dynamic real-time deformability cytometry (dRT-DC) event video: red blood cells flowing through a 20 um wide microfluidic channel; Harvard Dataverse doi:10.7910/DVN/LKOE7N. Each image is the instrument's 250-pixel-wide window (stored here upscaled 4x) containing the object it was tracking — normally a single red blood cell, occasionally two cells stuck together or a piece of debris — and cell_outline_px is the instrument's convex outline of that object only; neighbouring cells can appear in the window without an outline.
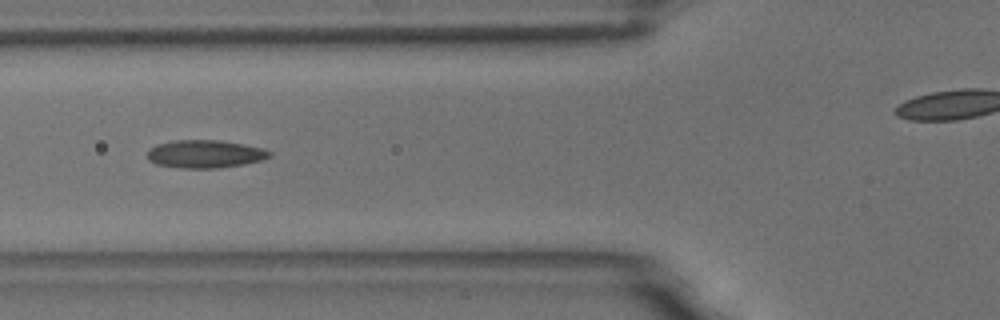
{"species": "common noctule bat (a hibernating species)", "species_latin": "Nyctalus noctula", "temperature_condition": "room temperature", "stored_images_in_passage": 50, "camera_frame_rate_fps": 3000, "um_per_image_px": 0.085, "animal": {"sex": "male", "body_mass_g": 18.8}, "frame": {"image": 1, "passage_image": 21, "time_ms": 6.667, "image_size_px": [1000, 320], "cell_outline_px": [[272, 156], [264, 160], [244, 164], [220, 168], [180, 168], [156, 164], [148, 160], [148, 152], [156, 144], [172, 140], [220, 140], [264, 148], [272, 152]], "centroid_in_image_um": [17.46, 13.09], "position_along_channel_um": 108.3, "area_um2": 20.06}}
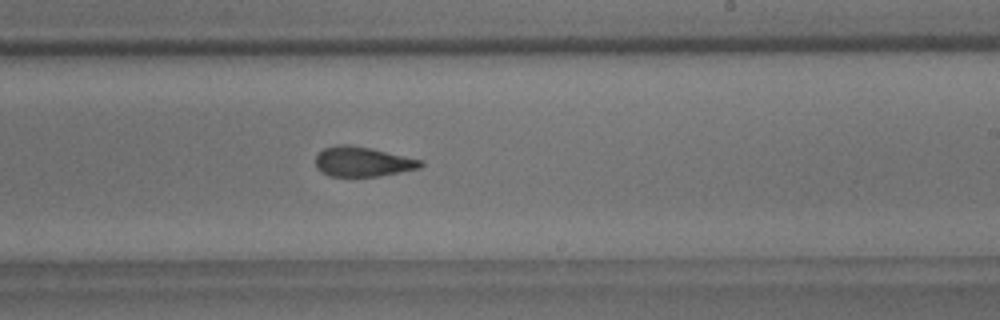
{"frame": {"image": 2, "passage_image": 34, "time_ms": 11.0, "image_size_px": [1000, 320], "cell_outline_px": [[424, 164], [420, 168], [380, 176], [328, 176], [316, 168], [316, 156], [324, 148], [336, 144], [348, 144], [372, 148], [424, 160]], "centroid_in_image_um": [30.84, 13.73], "position_along_channel_um": 258.2, "area_um2": 18.44}}
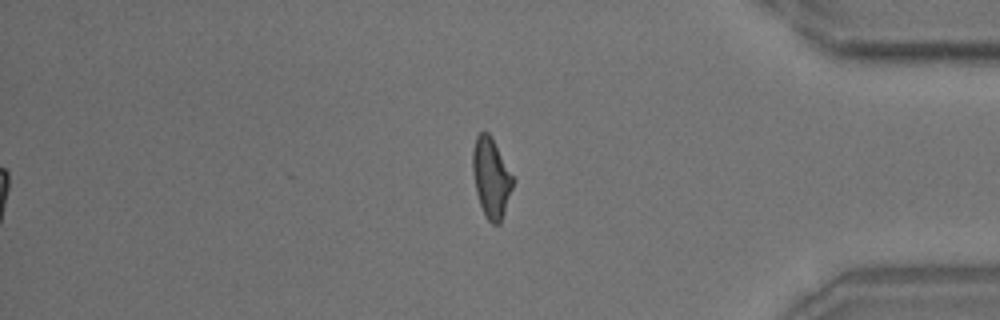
{"frame": {"image": 3, "passage_image": 48, "time_ms": 15.667, "image_size_px": [1000, 320], "cell_outline_px": [[516, 180], [500, 224], [492, 224], [488, 220], [480, 204], [476, 192], [472, 172], [472, 148], [476, 136], [480, 132], [488, 132], [492, 136]], "centroid_in_image_um": [41.76, 15.08], "position_along_channel_um": 393.4, "area_um2": 19.07}}